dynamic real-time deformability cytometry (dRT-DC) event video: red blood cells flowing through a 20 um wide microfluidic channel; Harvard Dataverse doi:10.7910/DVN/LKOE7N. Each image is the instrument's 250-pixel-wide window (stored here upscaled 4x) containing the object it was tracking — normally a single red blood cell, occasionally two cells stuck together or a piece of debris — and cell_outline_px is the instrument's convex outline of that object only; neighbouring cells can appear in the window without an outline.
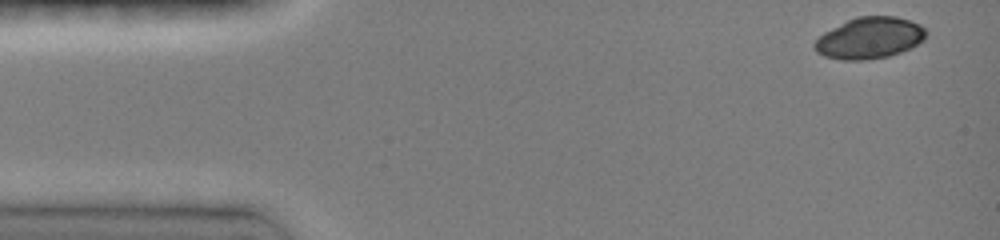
{"species": "common noctule bat (a hibernating species)", "species_latin": "Nyctalus noctula", "temperature_condition": "room temperature", "stored_images_in_passage": 14, "camera_frame_rate_fps": 3000, "um_per_image_px": 0.085, "animal": {"sex": "female", "body_mass_g": 19.0, "forearm_length_mm": 51.5}, "frame": {"image": 1, "passage_image": 1, "time_ms": 0.0, "image_size_px": [1000, 240], "cell_outline_px": [[928, 32], [924, 40], [900, 52], [888, 56], [864, 60], [840, 60], [824, 56], [816, 52], [812, 44], [824, 32], [856, 16], [896, 16], [920, 24]], "centroid_in_image_um": [73.9, 3.23], "position_along_channel_um": 11.1, "area_um2": 26.82}}
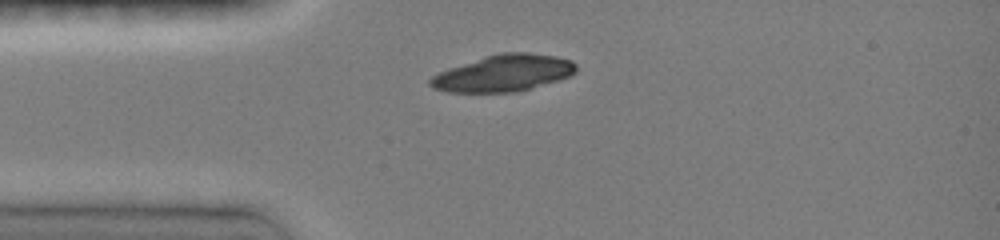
{"frame": {"image": 2, "passage_image": 12, "time_ms": 3.0, "image_size_px": [1000, 240], "cell_outline_px": [[576, 72], [572, 76], [560, 80], [516, 92], [448, 92], [432, 88], [428, 84], [428, 80], [432, 76], [448, 68], [484, 56], [500, 52], [528, 52], [556, 56], [572, 60], [576, 64]], "centroid_in_image_um": [42.81, 6.21], "position_along_channel_um": 42.2, "area_um2": 31.44}}